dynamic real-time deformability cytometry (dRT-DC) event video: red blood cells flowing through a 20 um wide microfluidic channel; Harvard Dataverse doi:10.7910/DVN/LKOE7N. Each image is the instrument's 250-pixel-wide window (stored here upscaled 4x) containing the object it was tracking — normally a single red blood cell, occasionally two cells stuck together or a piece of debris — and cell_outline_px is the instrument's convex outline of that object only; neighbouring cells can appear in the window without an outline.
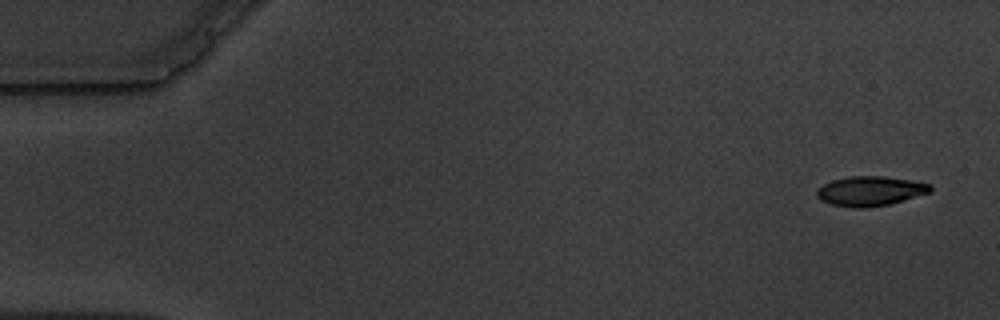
{"species": "common noctule bat (a hibernating species)", "species_latin": "Nyctalus noctula", "temperature_condition": "warm", "stored_images_in_passage": 2, "camera_frame_rate_fps": 3000, "um_per_image_px": 0.085, "animal": {"sex": "male", "body_mass_g": 19.5, "forearm_length_mm": 54.6}, "frame": {"image": 1, "passage_image": 1, "time_ms": 0.0, "image_size_px": [1000, 320], "cell_outline_px": [[932, 192], [888, 204], [864, 208], [856, 208], [832, 204], [820, 200], [816, 196], [816, 192], [824, 184], [832, 180], [848, 176], [884, 176], [932, 184]], "centroid_in_image_um": [73.97, 16.23], "position_along_channel_um": 11.0, "area_um2": 19.48}}